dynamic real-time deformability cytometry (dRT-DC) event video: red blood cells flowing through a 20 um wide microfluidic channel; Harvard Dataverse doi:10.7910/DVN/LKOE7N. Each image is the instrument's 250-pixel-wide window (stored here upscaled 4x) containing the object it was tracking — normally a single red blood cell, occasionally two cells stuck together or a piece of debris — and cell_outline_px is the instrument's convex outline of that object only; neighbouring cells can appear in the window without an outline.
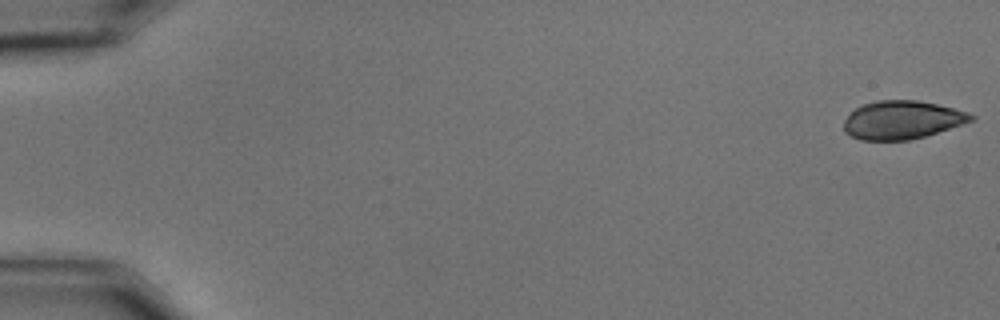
{"species": "common noctule bat (a hibernating species)", "species_latin": "Nyctalus noctula", "temperature_condition": "cold", "stored_images_in_passage": 57, "camera_frame_rate_fps": 3000, "um_per_image_px": 0.085, "animal": {"sex": "male", "body_mass_g": 15.6}, "frame": {"image": 1, "passage_image": 1, "time_ms": 0.0, "image_size_px": [1000, 320], "cell_outline_px": [[976, 120], [924, 136], [908, 140], [860, 140], [844, 132], [844, 120], [856, 108], [864, 104], [876, 100], [916, 100], [936, 104], [968, 112], [976, 116]], "centroid_in_image_um": [76.69, 10.19], "position_along_channel_um": 8.3, "area_um2": 28.26}}
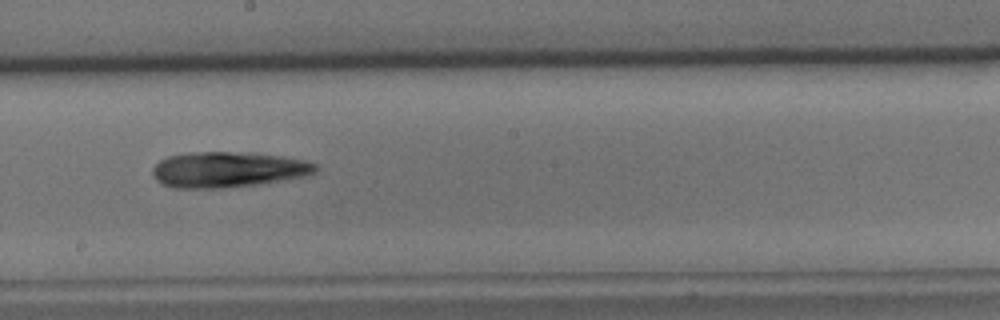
{"frame": {"image": 2, "passage_image": 33, "time_ms": 10.667, "image_size_px": [1000, 320], "cell_outline_px": [[320, 168], [316, 172], [304, 176], [256, 184], [220, 188], [172, 188], [156, 180], [152, 172], [152, 168], [160, 160], [168, 156], [188, 152], [228, 152], [280, 156], [304, 160], [316, 164]], "centroid_in_image_um": [19.33, 14.41], "position_along_channel_um": 228.9, "area_um2": 33.47}}
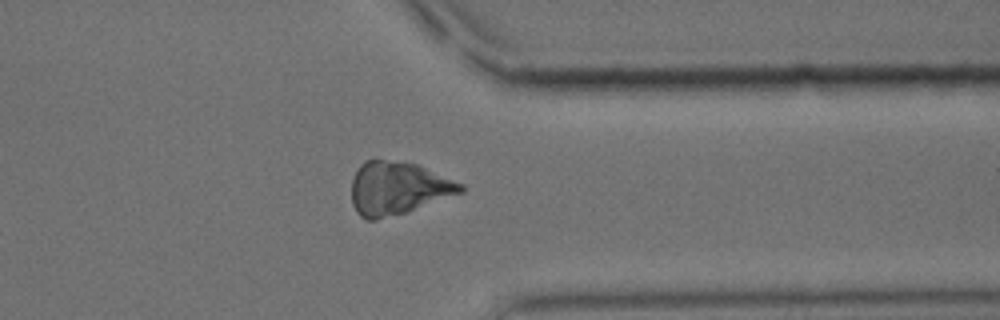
{"frame": {"image": 3, "passage_image": 46, "time_ms": 15.0, "image_size_px": [1000, 320], "cell_outline_px": [[464, 192], [404, 212], [376, 220], [368, 220], [360, 216], [356, 212], [352, 204], [352, 176], [360, 164], [364, 160], [384, 160], [416, 164], [464, 184]], "centroid_in_image_um": [33.78, 16.0], "position_along_channel_um": 377.6, "area_um2": 33.35}}